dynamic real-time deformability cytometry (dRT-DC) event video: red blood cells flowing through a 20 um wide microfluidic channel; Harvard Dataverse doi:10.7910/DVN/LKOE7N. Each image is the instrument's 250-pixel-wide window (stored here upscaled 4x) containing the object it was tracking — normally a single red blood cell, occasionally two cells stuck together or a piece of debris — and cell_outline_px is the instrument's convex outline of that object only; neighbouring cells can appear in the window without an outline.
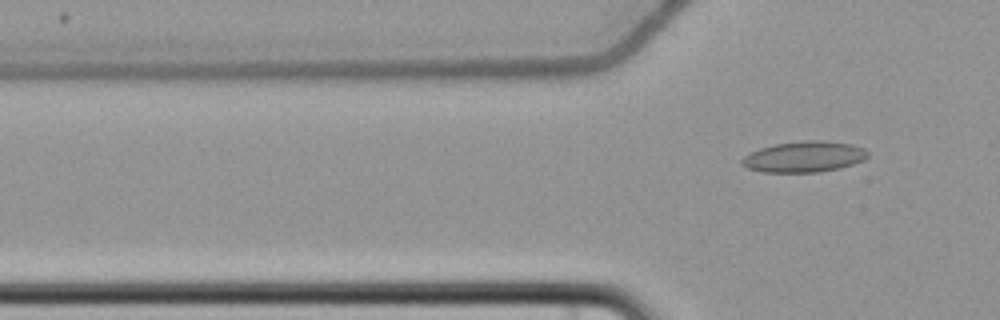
{"species": "common noctule bat (a hibernating species)", "species_latin": "Nyctalus noctula", "temperature_condition": "cold", "stored_images_in_passage": 2, "camera_frame_rate_fps": 3000, "um_per_image_px": 0.085, "animal": {"sex": "female", "body_mass_g": 22.7, "forearm_length_mm": 54.2}, "frame": {"image": 1, "passage_image": 2, "time_ms": 4.0, "image_size_px": [1000, 320], "cell_outline_px": [[868, 156], [864, 160], [840, 168], [820, 172], [764, 172], [748, 168], [740, 164], [740, 160], [744, 156], [760, 148], [776, 144], [808, 140], [824, 140], [852, 144], [864, 148], [868, 152]], "centroid_in_image_um": [68.37, 13.32], "position_along_channel_um": 57.4, "area_um2": 22.66}}